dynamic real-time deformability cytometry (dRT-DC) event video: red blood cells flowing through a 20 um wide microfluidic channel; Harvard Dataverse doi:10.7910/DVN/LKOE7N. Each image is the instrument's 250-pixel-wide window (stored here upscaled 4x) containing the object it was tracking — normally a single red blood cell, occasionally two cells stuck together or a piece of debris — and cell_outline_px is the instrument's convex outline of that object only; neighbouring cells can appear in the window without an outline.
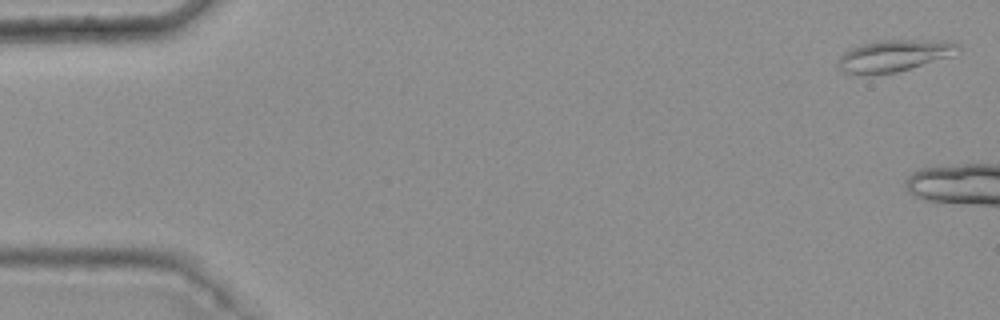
{"species": "common noctule bat (a hibernating species)", "species_latin": "Nyctalus noctula", "temperature_condition": "warm", "stored_images_in_passage": 5, "camera_frame_rate_fps": 3000, "um_per_image_px": 0.085, "animal": {"sex": "female", "body_mass_g": 25.1}, "frame": {"image": 1, "passage_image": 1, "time_ms": 0.0, "image_size_px": [1000, 320], "cell_outline_px": [[960, 48], [952, 56], [896, 72], [864, 76], [848, 76], [836, 64], [836, 60], [844, 52], [860, 44], [876, 40], [956, 40], [960, 44]], "centroid_in_image_um": [75.96, 4.74], "position_along_channel_um": 9.0, "area_um2": 22.89}}